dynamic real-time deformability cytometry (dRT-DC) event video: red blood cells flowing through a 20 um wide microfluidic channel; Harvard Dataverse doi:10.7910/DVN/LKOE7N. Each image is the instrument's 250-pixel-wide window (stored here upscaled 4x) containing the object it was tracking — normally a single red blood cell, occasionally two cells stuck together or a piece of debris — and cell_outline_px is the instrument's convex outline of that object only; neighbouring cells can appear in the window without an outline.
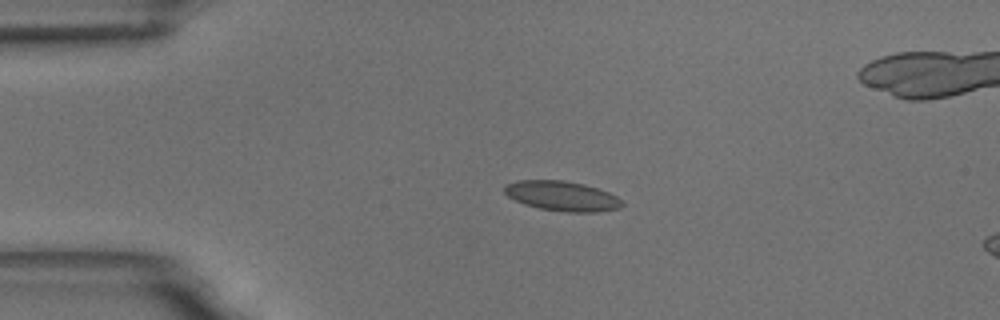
{"species": "common noctule bat (a hibernating species)", "species_latin": "Nyctalus noctula", "temperature_condition": "room temperature", "stored_images_in_passage": 36, "camera_frame_rate_fps": 3000, "um_per_image_px": 0.085, "animal": {"sex": "male", "body_mass_g": 18.8}, "frame": {"image": 1, "passage_image": 1, "time_ms": 0.0, "image_size_px": [1000, 320], "cell_outline_px": [[624, 204], [620, 208], [600, 212], [564, 212], [540, 208], [524, 204], [508, 196], [504, 192], [504, 184], [516, 180], [564, 180], [584, 184], [608, 192], [616, 196]], "centroid_in_image_um": [47.76, 16.66], "position_along_channel_um": 37.2, "area_um2": 20.52}}
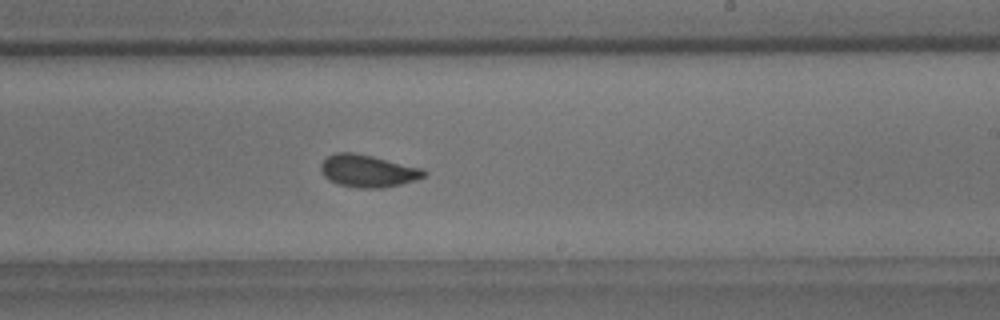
{"frame": {"image": 2, "passage_image": 22, "time_ms": 7.0, "image_size_px": [1000, 320], "cell_outline_px": [[428, 172], [424, 176], [416, 180], [384, 188], [356, 188], [340, 184], [324, 176], [320, 172], [320, 164], [328, 156], [336, 152], [352, 152], [372, 156], [420, 168]], "centroid_in_image_um": [31.25, 14.53], "position_along_channel_um": 257.8, "area_um2": 19.25}}
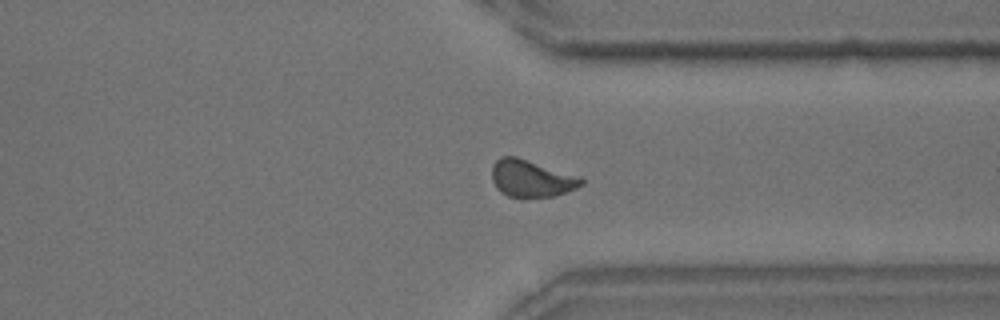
{"frame": {"image": 3, "passage_image": 31, "time_ms": 10.0, "image_size_px": [1000, 320], "cell_outline_px": [[584, 184], [576, 188], [556, 196], [524, 200], [508, 196], [500, 192], [496, 188], [492, 180], [492, 164], [500, 156], [516, 156], [580, 176], [584, 180]], "centroid_in_image_um": [45.15, 15.21], "position_along_channel_um": 366.2, "area_um2": 20.0}, "authors_computed_cell_mechanics": {"area_um2": 19.3052, "velocity_mm_per_s": 3.6244, "shape_relaxation_time_tau1_ms": 4.7674, "shape_relaxation_time_tau2_ms": 1.1731, "deformation_change_tau1": 0.104, "deformation_change_tau2": 0.0557}}